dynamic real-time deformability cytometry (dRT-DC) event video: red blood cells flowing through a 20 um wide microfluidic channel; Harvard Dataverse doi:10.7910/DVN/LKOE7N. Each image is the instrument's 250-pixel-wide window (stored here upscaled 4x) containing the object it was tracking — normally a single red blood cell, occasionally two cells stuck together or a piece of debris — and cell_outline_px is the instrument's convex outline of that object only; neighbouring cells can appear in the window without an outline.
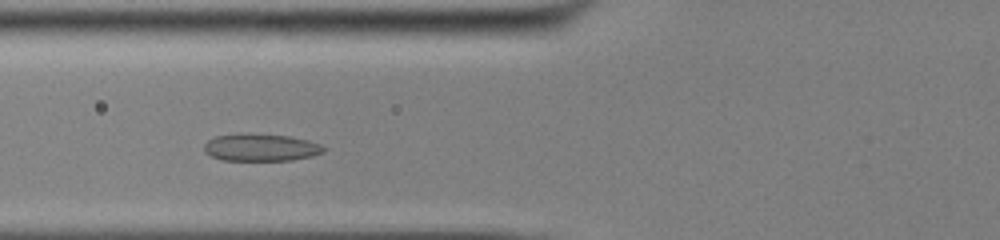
{"species": "common noctule bat (a hibernating species)", "species_latin": "Nyctalus noctula", "temperature_condition": "cold", "stored_images_in_passage": 42, "camera_frame_rate_fps": 3000, "um_per_image_px": 0.085, "animal": {"sex": "male", "body_mass_g": 13.0, "forearm_length_mm": 53.1}, "frame": {"image": 1, "passage_image": 10, "time_ms": 3.0, "image_size_px": [1000, 240], "cell_outline_px": [[324, 152], [312, 156], [292, 160], [220, 160], [204, 152], [204, 144], [208, 140], [216, 136], [240, 132], [288, 136], [308, 140], [320, 144], [324, 148]], "centroid_in_image_um": [22.13, 12.52], "position_along_channel_um": 103.7, "area_um2": 19.19}}
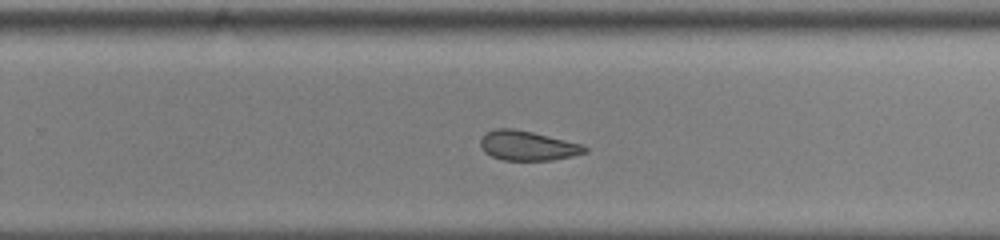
{"frame": {"image": 2, "passage_image": 24, "time_ms": 7.667, "image_size_px": [1000, 240], "cell_outline_px": [[588, 152], [572, 156], [552, 160], [504, 160], [492, 156], [484, 152], [480, 144], [480, 140], [484, 132], [496, 128], [512, 128], [532, 132], [580, 144], [588, 148]], "centroid_in_image_um": [44.81, 12.38], "position_along_channel_um": 285.0, "area_um2": 17.92}}
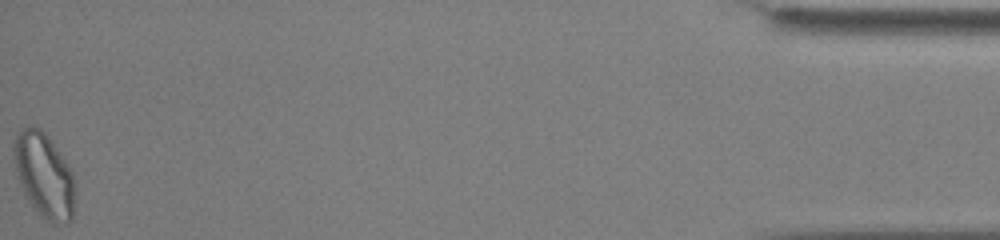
{"frame": {"image": 3, "passage_image": 42, "time_ms": 13.667, "image_size_px": [1000, 240], "cell_outline_px": [[76, 192], [72, 220], [68, 224], [52, 224], [44, 220], [40, 216], [28, 200], [20, 184], [16, 168], [12, 144], [20, 128], [32, 124], [40, 128], [44, 132], [68, 164], [72, 172], [76, 184]], "centroid_in_image_um": [3.78, 14.93], "position_along_channel_um": 431.4, "area_um2": 30.63}, "authors_computed_cell_mechanics": {"area_um2": 19.7387, "velocity_mm_per_s": 3.8881, "shape_relaxation_time_tau1_ms": null, "shape_relaxation_time_tau2_ms": 2.8645, "deformation_change_tau1": null, "deformation_change_tau2": 0.0924}}